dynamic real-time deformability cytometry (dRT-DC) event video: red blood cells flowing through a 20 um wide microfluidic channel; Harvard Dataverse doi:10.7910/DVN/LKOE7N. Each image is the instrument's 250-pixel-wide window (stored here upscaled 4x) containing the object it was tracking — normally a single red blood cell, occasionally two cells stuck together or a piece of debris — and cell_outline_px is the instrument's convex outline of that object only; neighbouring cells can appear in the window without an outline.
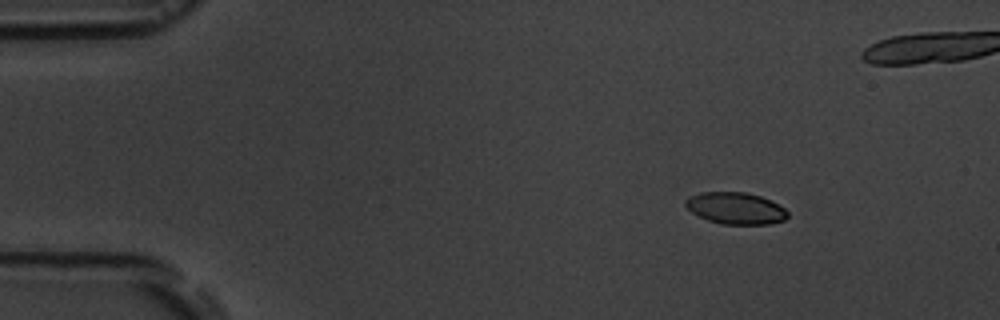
{"species": "common noctule bat (a hibernating species)", "species_latin": "Nyctalus noctula", "temperature_condition": "room temperature", "stored_images_in_passage": 6, "camera_frame_rate_fps": 3000, "um_per_image_px": 0.085, "animal": {"sex": "male", "body_mass_g": 19.5, "forearm_length_mm": 54.6}, "frame": {"image": 1, "passage_image": 1, "time_ms": 0.0, "image_size_px": [1000, 320], "cell_outline_px": [[788, 216], [784, 220], [768, 224], [724, 224], [708, 220], [692, 212], [684, 204], [684, 200], [688, 196], [700, 192], [748, 192], [760, 196], [784, 208], [788, 212]], "centroid_in_image_um": [62.5, 17.69], "position_along_channel_um": 22.5, "area_um2": 18.79}}
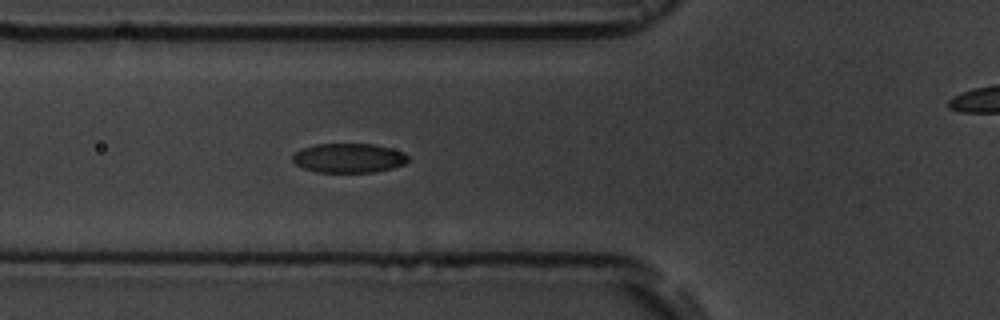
{"frame": {"image": 2, "passage_image": 5, "time_ms": 4.333, "image_size_px": [1000, 320], "cell_outline_px": [[408, 160], [404, 164], [392, 168], [372, 172], [316, 172], [304, 168], [296, 164], [292, 160], [292, 156], [296, 152], [304, 148], [316, 144], [372, 144], [392, 148], [404, 152], [408, 156]], "centroid_in_image_um": [29.66, 13.43], "position_along_channel_um": 96.1, "area_um2": 19.65}}